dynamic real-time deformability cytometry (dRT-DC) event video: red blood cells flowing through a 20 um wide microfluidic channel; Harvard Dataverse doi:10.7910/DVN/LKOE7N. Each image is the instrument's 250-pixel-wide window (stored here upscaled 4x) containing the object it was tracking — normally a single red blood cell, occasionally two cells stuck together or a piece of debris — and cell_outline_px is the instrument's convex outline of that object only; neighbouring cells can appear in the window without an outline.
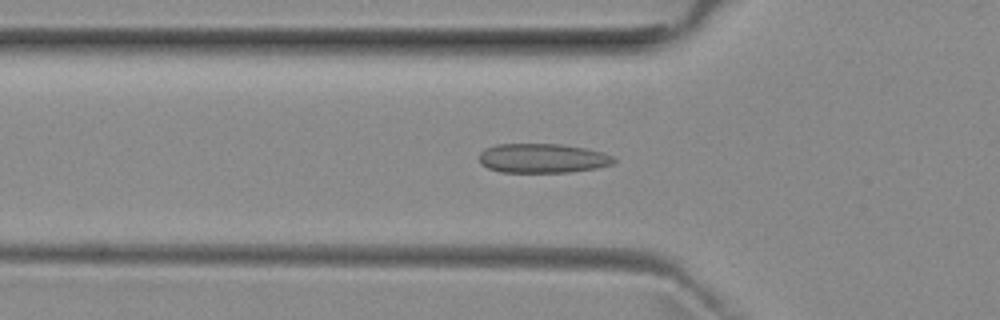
{"species": "common noctule bat (a hibernating species)", "species_latin": "Nyctalus noctula", "temperature_condition": "room temperature", "stored_images_in_passage": 48, "camera_frame_rate_fps": 3000, "um_per_image_px": 0.085, "animal": {"sex": "female", "body_mass_g": 29.2, "forearm_length_mm": 56.3}, "frame": {"image": 1, "passage_image": 14, "time_ms": 4.333, "image_size_px": [1000, 320], "cell_outline_px": [[616, 160], [612, 164], [596, 168], [572, 172], [500, 172], [488, 168], [480, 164], [480, 152], [496, 144], [560, 144], [584, 148], [604, 152], [612, 156]], "centroid_in_image_um": [46.12, 13.45], "position_along_channel_um": 79.7, "area_um2": 23.0}}
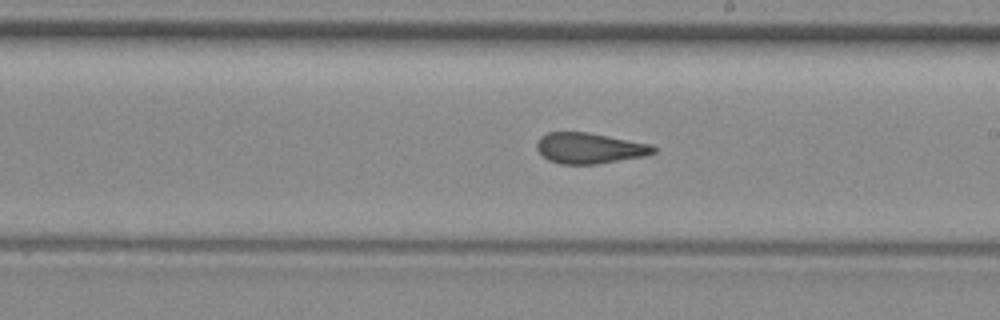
{"frame": {"image": 2, "passage_image": 26, "time_ms": 8.333, "image_size_px": [1000, 320], "cell_outline_px": [[656, 152], [644, 156], [596, 164], [560, 164], [548, 160], [536, 148], [536, 144], [540, 136], [548, 132], [584, 132], [652, 144], [656, 148]], "centroid_in_image_um": [50.09, 12.6], "position_along_channel_um": 238.9, "area_um2": 20.75}}
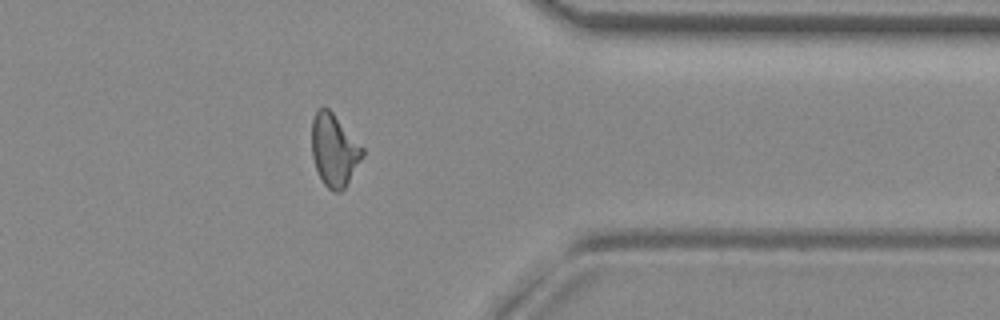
{"frame": {"image": 3, "passage_image": 38, "time_ms": 12.333, "image_size_px": [1000, 320], "cell_outline_px": [[364, 156], [344, 188], [340, 192], [332, 192], [324, 184], [316, 168], [312, 156], [312, 120], [316, 108], [328, 108], [332, 112], [364, 148]], "centroid_in_image_um": [28.4, 12.76], "position_along_channel_um": 383.0, "area_um2": 21.27}, "authors_computed_cell_mechanics": {"area_um2": 21.4149, "velocity_mm_per_s": 3.9668, "shape_relaxation_time_tau1_ms": null, "shape_relaxation_time_tau2_ms": 1.6404, "deformation_change_tau1": null, "deformation_change_tau2": 0.079}}